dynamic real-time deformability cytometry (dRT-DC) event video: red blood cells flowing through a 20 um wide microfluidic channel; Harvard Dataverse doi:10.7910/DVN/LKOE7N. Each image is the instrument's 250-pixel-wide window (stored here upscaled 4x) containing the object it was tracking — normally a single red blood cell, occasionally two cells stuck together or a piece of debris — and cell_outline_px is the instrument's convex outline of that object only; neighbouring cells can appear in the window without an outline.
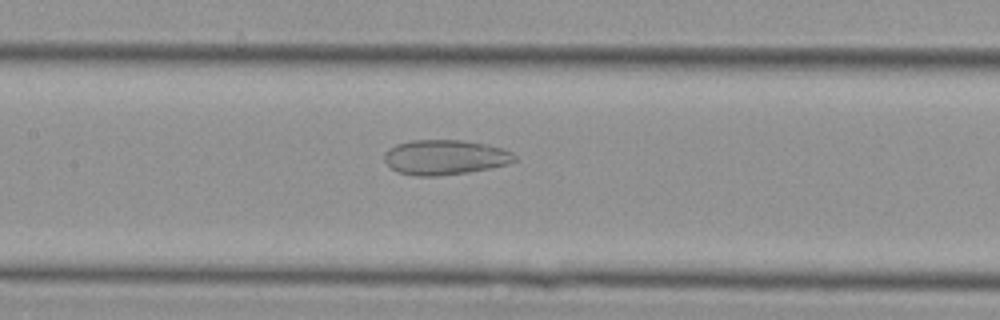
{"species": "Egyptian fruit bat (a non-hibernating species)", "species_latin": "Rousettus aegyptiacus", "temperature_condition": "cold", "stored_images_in_passage": 29, "camera_frame_rate_fps": 3000, "um_per_image_px": 0.085, "animal": {"sex": "female"}, "frame": {"image": 1, "passage_image": 10, "time_ms": 3.0, "image_size_px": [1000, 320], "cell_outline_px": [[516, 160], [508, 164], [468, 172], [436, 176], [416, 176], [396, 172], [384, 160], [384, 152], [388, 148], [396, 144], [412, 140], [464, 140], [504, 148], [512, 152], [516, 156]], "centroid_in_image_um": [37.81, 13.36], "position_along_channel_um": 169.6, "area_um2": 26.59}}
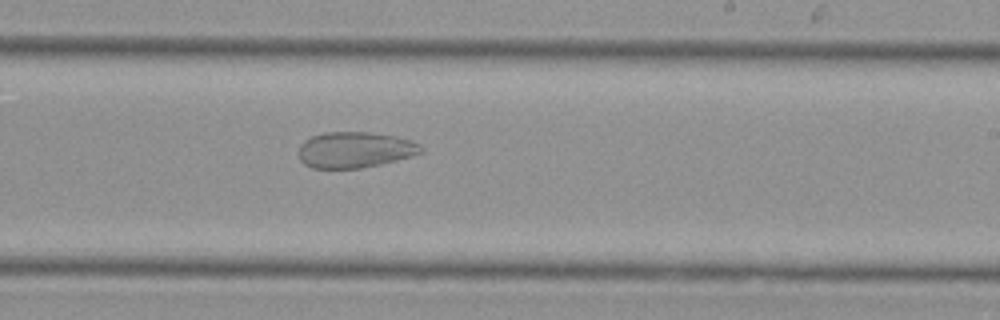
{"frame": {"image": 2, "passage_image": 16, "time_ms": 5.0, "image_size_px": [1000, 320], "cell_outline_px": [[424, 152], [396, 160], [380, 164], [360, 168], [312, 168], [304, 164], [300, 160], [300, 144], [304, 140], [312, 136], [324, 132], [368, 132], [396, 136], [412, 140], [420, 144], [424, 148]], "centroid_in_image_um": [30.19, 12.73], "position_along_channel_um": 258.8, "area_um2": 25.66}}
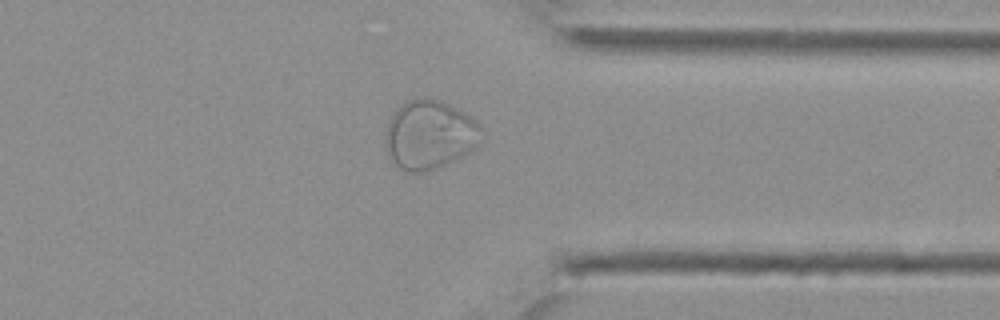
{"frame": {"image": 3, "passage_image": 24, "time_ms": 7.667, "image_size_px": [1000, 320], "cell_outline_px": [[480, 144], [476, 148], [436, 168], [424, 172], [404, 172], [392, 164], [388, 156], [384, 144], [384, 132], [388, 120], [392, 112], [400, 104], [408, 100], [424, 96], [428, 96], [440, 100], [464, 112], [476, 120], [480, 124]], "centroid_in_image_um": [36.44, 11.44], "position_along_channel_um": 375.0, "area_um2": 39.3}}